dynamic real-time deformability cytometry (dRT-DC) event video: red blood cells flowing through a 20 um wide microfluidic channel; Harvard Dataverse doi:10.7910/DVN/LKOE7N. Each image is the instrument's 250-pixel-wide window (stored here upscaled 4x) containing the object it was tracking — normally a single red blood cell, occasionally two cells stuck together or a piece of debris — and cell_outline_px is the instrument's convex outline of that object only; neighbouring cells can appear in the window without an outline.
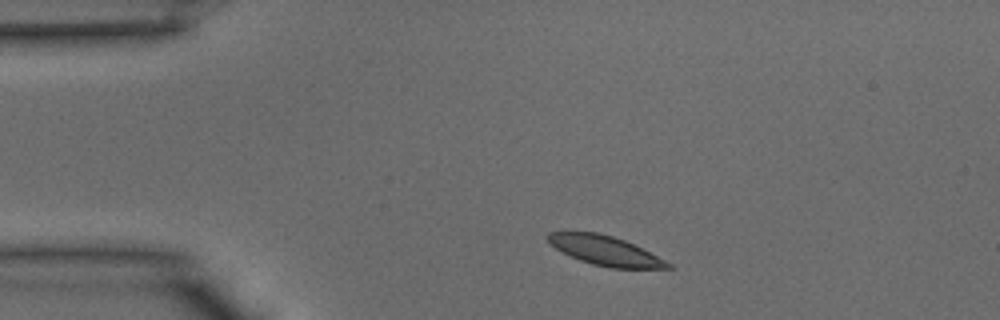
{"species": "common noctule bat (a hibernating species)", "species_latin": "Nyctalus noctula", "temperature_condition": "warm", "stored_images_in_passage": 6, "camera_frame_rate_fps": 3000, "um_per_image_px": 0.085, "animal": {"sex": "male", "body_mass_g": 15.6}, "frame": {"image": 1, "passage_image": 1, "time_ms": 0.0, "image_size_px": [1000, 320], "cell_outline_px": [[676, 268], [612, 268], [592, 264], [580, 260], [556, 248], [544, 236], [548, 232], [596, 232], [612, 236], [624, 240], [672, 264]], "centroid_in_image_um": [51.42, 21.3], "position_along_channel_um": 33.6, "area_um2": 20.11}}